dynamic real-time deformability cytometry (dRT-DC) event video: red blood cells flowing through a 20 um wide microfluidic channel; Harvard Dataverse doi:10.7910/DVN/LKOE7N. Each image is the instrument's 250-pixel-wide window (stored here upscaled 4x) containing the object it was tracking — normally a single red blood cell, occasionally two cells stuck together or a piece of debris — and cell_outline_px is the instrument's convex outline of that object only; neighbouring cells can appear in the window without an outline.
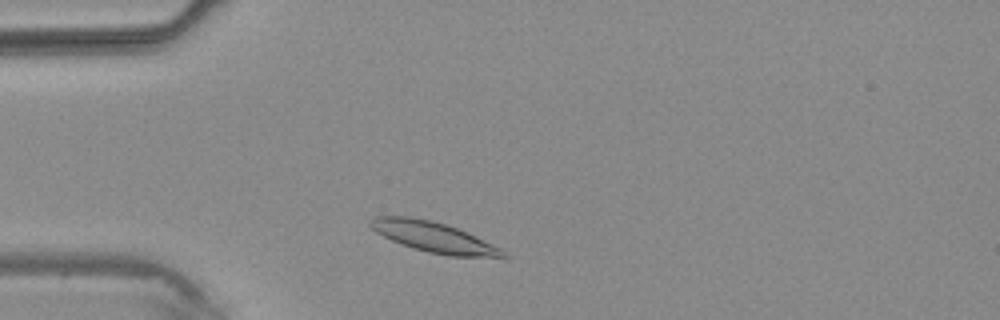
{"species": "common noctule bat (a hibernating species)", "species_latin": "Nyctalus noctula", "temperature_condition": "warm", "stored_images_in_passage": 1, "camera_frame_rate_fps": 3000, "um_per_image_px": 0.085, "animal": {"sex": "male", "body_mass_g": 20.4}, "frame": {"image": 1, "passage_image": 1, "time_ms": 0.0, "image_size_px": [1000, 320], "cell_outline_px": [[508, 256], [448, 256], [428, 252], [412, 248], [392, 240], [376, 232], [368, 224], [368, 220], [376, 216], [408, 216], [432, 220], [456, 228], [504, 248]], "centroid_in_image_um": [36.84, 20.14], "position_along_channel_um": 48.2, "area_um2": 23.29}}